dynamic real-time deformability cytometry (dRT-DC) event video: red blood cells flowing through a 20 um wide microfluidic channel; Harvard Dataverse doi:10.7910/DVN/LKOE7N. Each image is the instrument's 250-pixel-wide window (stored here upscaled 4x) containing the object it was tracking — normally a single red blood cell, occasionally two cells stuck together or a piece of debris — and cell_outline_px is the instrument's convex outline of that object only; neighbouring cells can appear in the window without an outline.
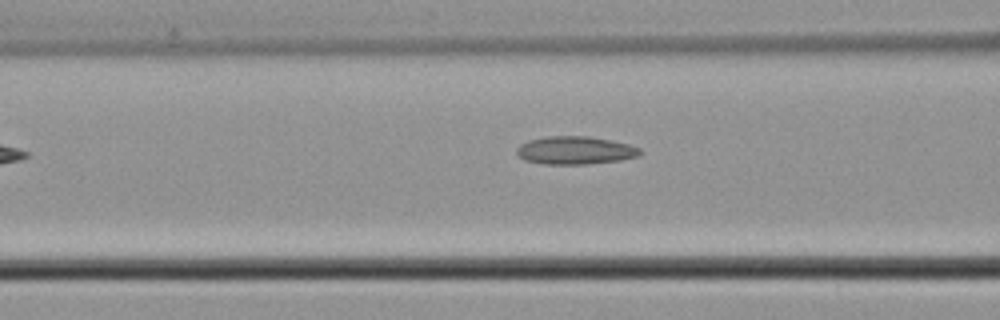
{"species": "common noctule bat (a hibernating species)", "species_latin": "Nyctalus noctula", "temperature_condition": "cold", "stored_images_in_passage": 3, "camera_frame_rate_fps": 3000, "um_per_image_px": 0.085, "animal": {"sex": "male", "body_mass_g": 21.5, "forearm_length_mm": 52.0}, "frame": {"image": 1, "passage_image": 3, "time_ms": 0.667, "image_size_px": [1000, 320], "cell_outline_px": [[644, 152], [640, 156], [620, 160], [584, 164], [544, 164], [524, 160], [516, 152], [516, 148], [520, 144], [528, 140], [548, 136], [588, 136], [628, 144], [640, 148]], "centroid_in_image_um": [48.89, 12.78], "position_along_channel_um": 117.7, "area_um2": 20.11}}